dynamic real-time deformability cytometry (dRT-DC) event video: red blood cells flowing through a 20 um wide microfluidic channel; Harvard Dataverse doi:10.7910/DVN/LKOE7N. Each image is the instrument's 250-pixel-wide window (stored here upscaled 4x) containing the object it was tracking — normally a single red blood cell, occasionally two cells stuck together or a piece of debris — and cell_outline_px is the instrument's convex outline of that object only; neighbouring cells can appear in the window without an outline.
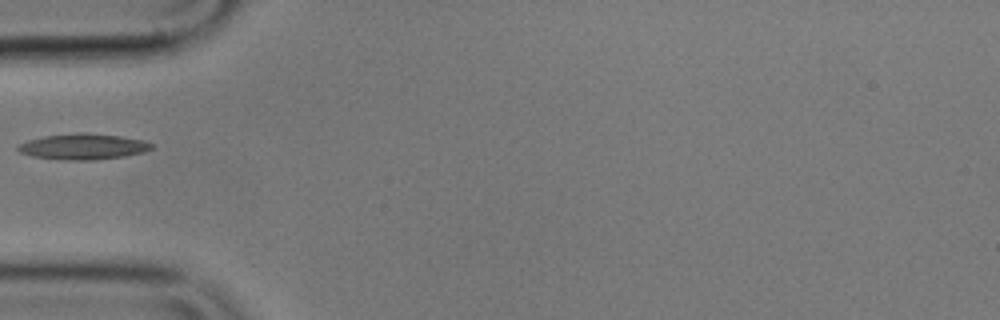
{"species": "common noctule bat (a hibernating species)", "species_latin": "Nyctalus noctula", "temperature_condition": "cold", "stored_images_in_passage": 37, "camera_frame_rate_fps": 3000, "um_per_image_px": 0.085, "animal": {"sex": "male", "body_mass_g": 17.9}, "frame": {"image": 1, "passage_image": 1, "time_ms": 0.0, "image_size_px": [1000, 320], "cell_outline_px": [[152, 148], [144, 152], [124, 156], [92, 160], [64, 160], [32, 156], [20, 152], [16, 148], [20, 144], [28, 140], [44, 136], [80, 132], [120, 136], [144, 140], [152, 144]], "centroid_in_image_um": [7.06, 12.46], "position_along_channel_um": 77.9, "area_um2": 19.94}}
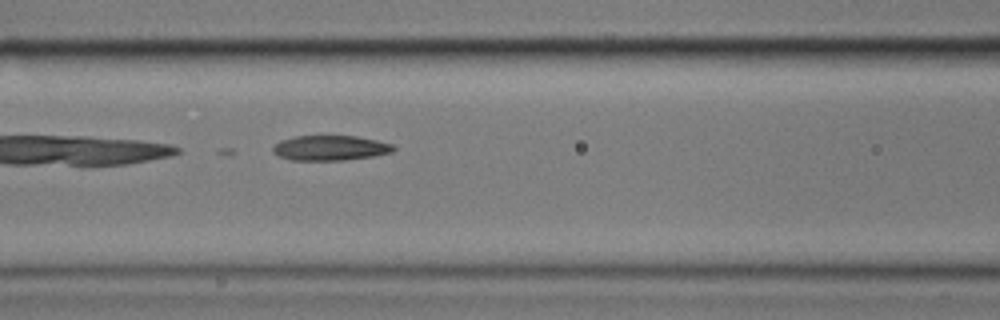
{"frame": {"image": 2, "passage_image": 6, "time_ms": 1.667, "image_size_px": [1000, 320], "cell_outline_px": [[396, 148], [392, 152], [376, 156], [344, 160], [292, 160], [280, 156], [272, 152], [272, 148], [280, 140], [292, 136], [356, 136], [376, 140], [392, 144]], "centroid_in_image_um": [28.08, 12.57], "position_along_channel_um": 138.5, "area_um2": 17.63}}